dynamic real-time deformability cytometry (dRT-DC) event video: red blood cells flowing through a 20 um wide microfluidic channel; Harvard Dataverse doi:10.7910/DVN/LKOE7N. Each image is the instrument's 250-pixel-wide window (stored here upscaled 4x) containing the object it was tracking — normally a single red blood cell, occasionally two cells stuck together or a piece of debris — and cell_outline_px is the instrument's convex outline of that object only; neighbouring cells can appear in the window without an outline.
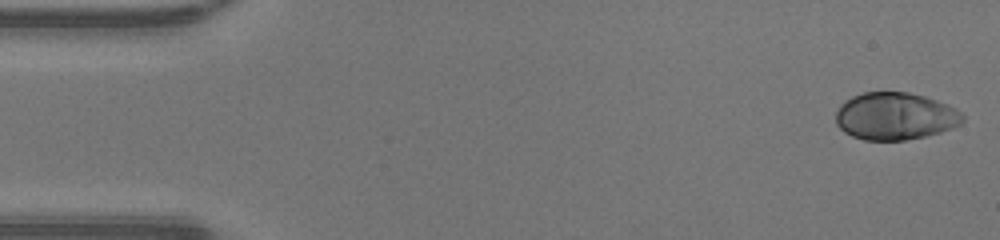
{"species": "human", "species_latin": "Homo sapiens", "temperature_condition": "warm", "stored_images_in_passage": 48, "camera_frame_rate_fps": 3000, "um_per_image_px": 0.085, "donor": {"sex": "male"}, "frame": {"image": 1, "passage_image": 1, "time_ms": 0.0, "image_size_px": [1000, 240], "cell_outline_px": [[964, 120], [960, 124], [952, 128], [940, 132], [924, 136], [904, 140], [864, 140], [852, 136], [844, 132], [836, 124], [836, 112], [840, 104], [844, 100], [852, 96], [864, 92], [908, 92], [924, 96], [936, 100], [956, 108], [964, 116]], "centroid_in_image_um": [76.07, 9.87], "position_along_channel_um": 8.9, "area_um2": 35.08}}
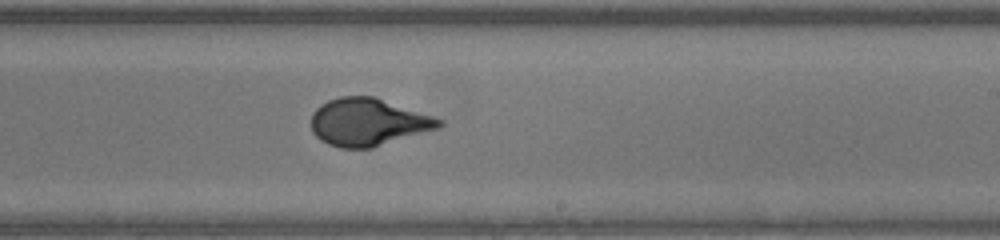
{"frame": {"image": 2, "passage_image": 28, "time_ms": 9.0, "image_size_px": [1000, 240], "cell_outline_px": [[444, 124], [440, 128], [372, 148], [340, 148], [328, 144], [320, 140], [312, 132], [312, 112], [320, 104], [328, 100], [340, 96], [372, 96], [444, 120]], "centroid_in_image_um": [31.27, 10.39], "position_along_channel_um": 257.7, "area_um2": 35.37}}
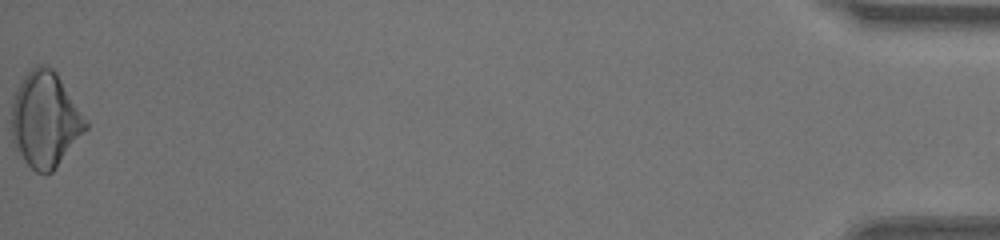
{"frame": {"image": 3, "passage_image": 48, "time_ms": 15.667, "image_size_px": [1000, 240], "cell_outline_px": [[88, 128], [52, 172], [44, 176], [36, 172], [24, 160], [12, 140], [12, 104], [16, 88], [24, 76], [36, 64], [40, 64], [52, 68], [56, 72], [88, 120]], "centroid_in_image_um": [3.85, 10.16], "position_along_channel_um": 431.3, "area_um2": 41.15}, "authors_computed_cell_mechanics": {"area_um2": 35.1135, "velocity_mm_per_s": 4.2707, "shape_relaxation_time_tau1_ms": 5.5843, "shape_relaxation_time_tau2_ms": null, "deformation_change_tau1": 0.243, "deformation_change_tau2": null}}